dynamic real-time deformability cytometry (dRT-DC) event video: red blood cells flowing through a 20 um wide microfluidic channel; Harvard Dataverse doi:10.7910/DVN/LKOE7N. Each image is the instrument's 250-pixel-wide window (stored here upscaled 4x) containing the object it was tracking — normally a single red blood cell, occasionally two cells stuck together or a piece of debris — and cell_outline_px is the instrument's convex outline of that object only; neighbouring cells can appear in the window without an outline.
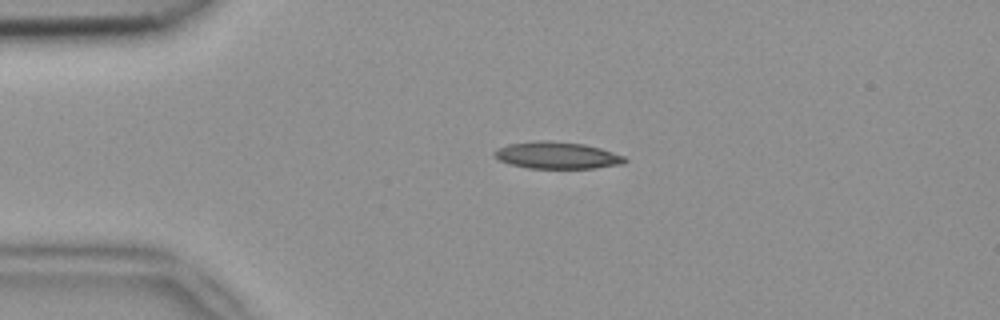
{"species": "common noctule bat (a hibernating species)", "species_latin": "Nyctalus noctula", "temperature_condition": "room temperature", "stored_images_in_passage": 51, "camera_frame_rate_fps": 3000, "um_per_image_px": 0.085, "animal": {"sex": "female", "body_mass_g": 18.4}, "frame": {"image": 1, "passage_image": 11, "time_ms": 3.333, "image_size_px": [1000, 320], "cell_outline_px": [[628, 160], [624, 164], [596, 168], [528, 168], [512, 164], [500, 160], [492, 152], [508, 144], [540, 140], [544, 140], [584, 144], [600, 148], [624, 156]], "centroid_in_image_um": [47.39, 13.21], "position_along_channel_um": 37.6, "area_um2": 20.23}}
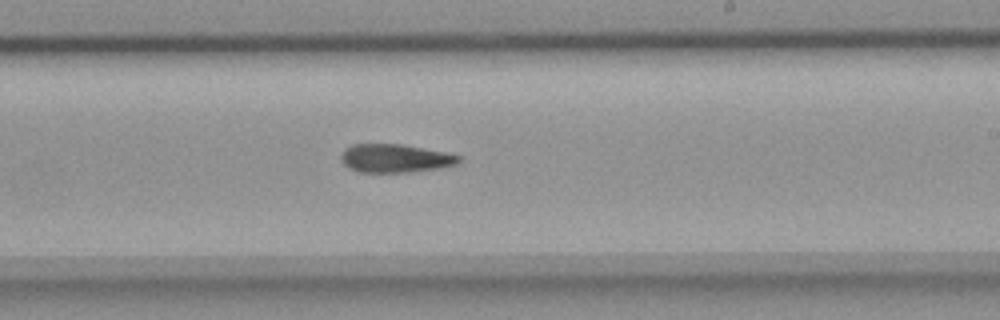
{"frame": {"image": 2, "passage_image": 30, "time_ms": 9.667, "image_size_px": [1000, 320], "cell_outline_px": [[460, 164], [444, 168], [408, 172], [356, 172], [348, 168], [340, 160], [340, 156], [344, 148], [352, 144], [400, 144], [444, 152], [460, 156]], "centroid_in_image_um": [33.57, 13.47], "position_along_channel_um": 255.4, "area_um2": 19.71}}
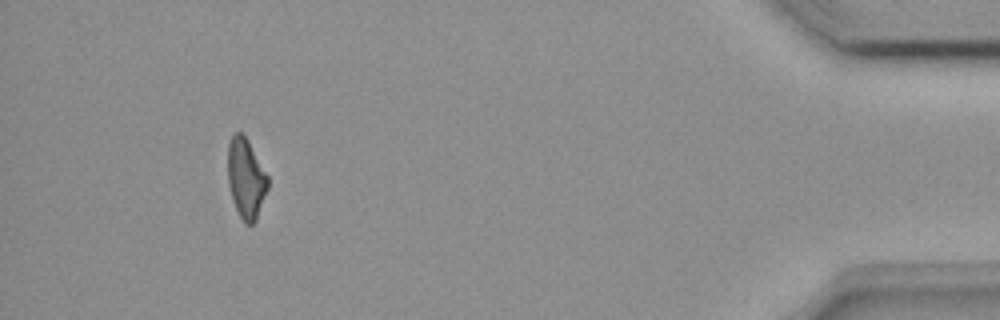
{"frame": {"image": 3, "passage_image": 47, "time_ms": 15.333, "image_size_px": [1000, 320], "cell_outline_px": [[268, 188], [256, 220], [252, 224], [244, 224], [236, 208], [228, 184], [228, 144], [232, 136], [236, 132], [240, 132], [248, 140], [268, 176]], "centroid_in_image_um": [20.91, 15.17], "position_along_channel_um": 414.3, "area_um2": 18.44}}